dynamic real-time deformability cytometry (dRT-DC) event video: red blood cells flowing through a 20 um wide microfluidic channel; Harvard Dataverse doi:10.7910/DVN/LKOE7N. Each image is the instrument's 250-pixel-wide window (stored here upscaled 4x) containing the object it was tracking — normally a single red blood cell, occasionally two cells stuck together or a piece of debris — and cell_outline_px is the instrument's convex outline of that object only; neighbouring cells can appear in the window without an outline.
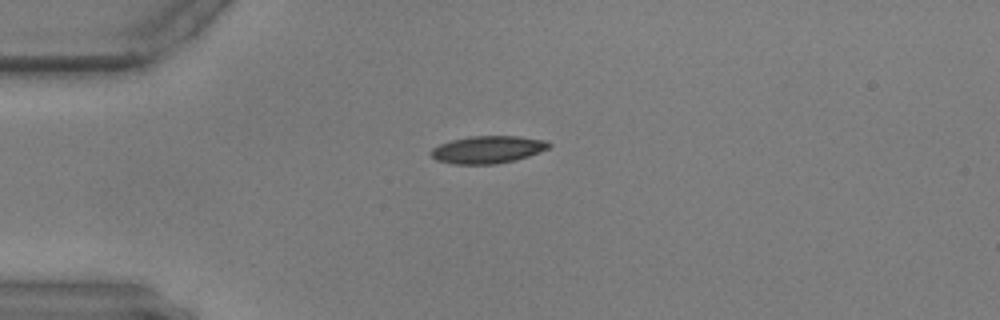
{"species": "common noctule bat (a hibernating species)", "species_latin": "Nyctalus noctula", "temperature_condition": "warm", "stored_images_in_passage": 44, "camera_frame_rate_fps": 3000, "um_per_image_px": 0.085, "animal": {"sex": "male", "body_mass_g": 17.9, "forearm_length_mm": 54.2}, "frame": {"image": 1, "passage_image": 1, "time_ms": 0.0, "image_size_px": [1000, 320], "cell_outline_px": [[552, 144], [548, 148], [528, 156], [516, 160], [496, 164], [456, 164], [436, 160], [428, 152], [432, 148], [440, 144], [452, 140], [468, 136], [516, 136], [544, 140]], "centroid_in_image_um": [41.42, 12.71], "position_along_channel_um": 43.6, "area_um2": 18.79}}
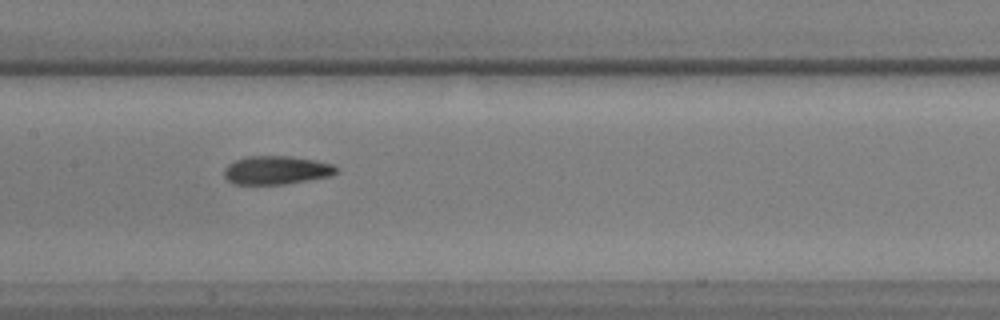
{"frame": {"image": 2, "passage_image": 15, "time_ms": 4.667, "image_size_px": [1000, 320], "cell_outline_px": [[340, 168], [332, 176], [284, 184], [232, 184], [224, 176], [224, 168], [228, 164], [236, 160], [248, 156], [292, 156], [316, 160], [336, 164]], "centroid_in_image_um": [23.54, 14.46], "position_along_channel_um": 183.9, "area_um2": 18.84}}
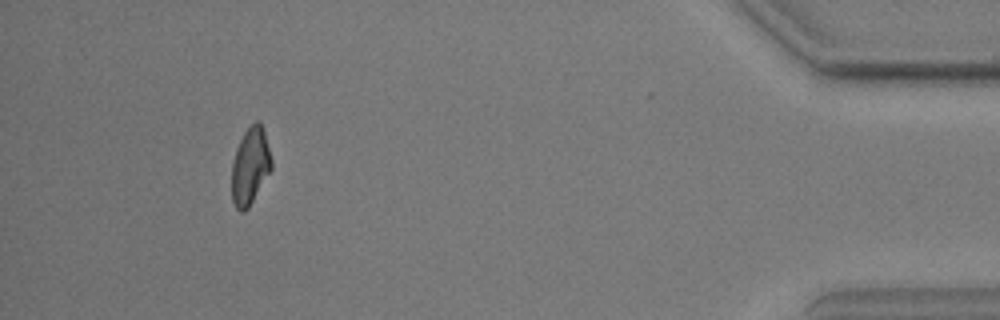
{"frame": {"image": 3, "passage_image": 40, "time_ms": 13.0, "image_size_px": [1000, 320], "cell_outline_px": [[272, 168], [248, 208], [244, 212], [240, 212], [236, 208], [232, 200], [232, 164], [236, 148], [244, 132], [256, 120], [260, 120], [264, 132], [272, 160]], "centroid_in_image_um": [21.26, 14.12], "position_along_channel_um": 413.9, "area_um2": 17.69}}